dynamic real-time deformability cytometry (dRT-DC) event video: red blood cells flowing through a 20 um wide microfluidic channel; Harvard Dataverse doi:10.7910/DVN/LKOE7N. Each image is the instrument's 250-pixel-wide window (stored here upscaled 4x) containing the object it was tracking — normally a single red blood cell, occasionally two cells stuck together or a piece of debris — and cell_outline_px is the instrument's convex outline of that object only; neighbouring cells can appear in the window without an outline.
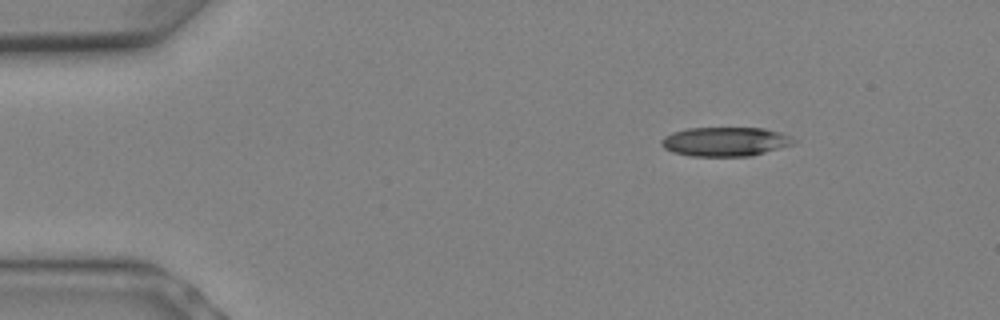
{"species": "Egyptian fruit bat (a non-hibernating species)", "species_latin": "Rousettus aegyptiacus", "temperature_condition": "warm", "stored_images_in_passage": 7, "camera_frame_rate_fps": 3000, "um_per_image_px": 0.085, "animal": {"sex": "female"}, "frame": {"image": 1, "passage_image": 1, "time_ms": 0.0, "image_size_px": [1000, 320], "cell_outline_px": [[796, 140], [792, 144], [752, 156], [692, 156], [672, 152], [664, 148], [660, 144], [660, 140], [664, 136], [672, 132], [688, 128], [764, 128], [780, 132]], "centroid_in_image_um": [61.59, 12.04], "position_along_channel_um": 23.4, "area_um2": 22.43}}
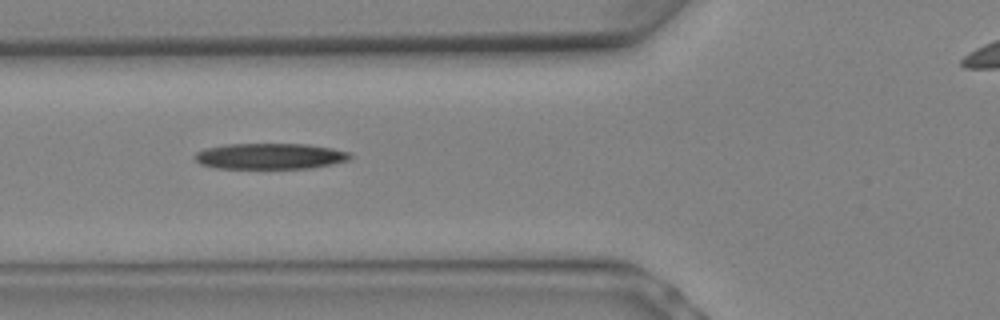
{"frame": {"image": 2, "passage_image": 6, "time_ms": 1.667, "image_size_px": [1000, 320], "cell_outline_px": [[352, 156], [348, 160], [332, 164], [312, 168], [216, 168], [200, 164], [192, 156], [196, 152], [204, 148], [224, 144], [308, 144], [332, 148], [352, 152]], "centroid_in_image_um": [22.94, 13.27], "position_along_channel_um": 102.9, "area_um2": 23.64}}